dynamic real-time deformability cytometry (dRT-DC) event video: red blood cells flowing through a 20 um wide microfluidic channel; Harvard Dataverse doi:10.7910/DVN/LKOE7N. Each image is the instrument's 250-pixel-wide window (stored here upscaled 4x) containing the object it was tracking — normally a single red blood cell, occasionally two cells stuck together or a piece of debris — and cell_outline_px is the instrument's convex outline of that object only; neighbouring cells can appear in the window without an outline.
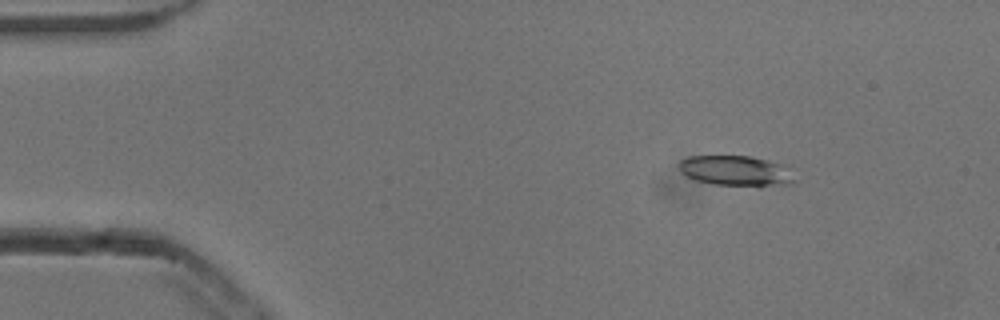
{"species": "common noctule bat (a hibernating species)", "species_latin": "Nyctalus noctula", "temperature_condition": "cold", "stored_images_in_passage": 30, "camera_frame_rate_fps": 3000, "um_per_image_px": 0.085, "animal": {"sex": "male", "body_mass_g": 13.3}, "frame": {"image": 1, "passage_image": 1, "time_ms": 0.0, "image_size_px": [1000, 320], "cell_outline_px": [[796, 180], [788, 184], [760, 188], [756, 188], [712, 184], [696, 180], [680, 172], [676, 164], [680, 160], [688, 156], [748, 156], [780, 164], [792, 168]], "centroid_in_image_um": [62.58, 14.55], "position_along_channel_um": 22.4, "area_um2": 21.1}}
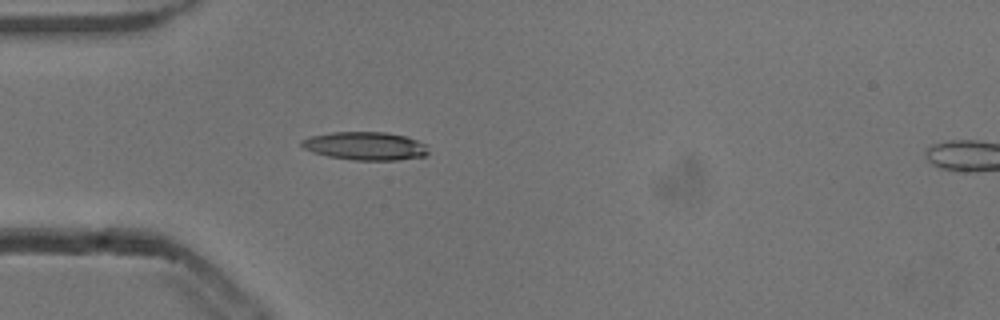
{"frame": {"image": 2, "passage_image": 9, "time_ms": 2.667, "image_size_px": [1000, 320], "cell_outline_px": [[428, 152], [424, 156], [400, 160], [352, 160], [328, 156], [312, 152], [304, 148], [300, 144], [300, 140], [312, 136], [332, 132], [384, 132], [404, 136], [428, 144]], "centroid_in_image_um": [31.06, 12.41], "position_along_channel_um": 53.9, "area_um2": 20.87}}